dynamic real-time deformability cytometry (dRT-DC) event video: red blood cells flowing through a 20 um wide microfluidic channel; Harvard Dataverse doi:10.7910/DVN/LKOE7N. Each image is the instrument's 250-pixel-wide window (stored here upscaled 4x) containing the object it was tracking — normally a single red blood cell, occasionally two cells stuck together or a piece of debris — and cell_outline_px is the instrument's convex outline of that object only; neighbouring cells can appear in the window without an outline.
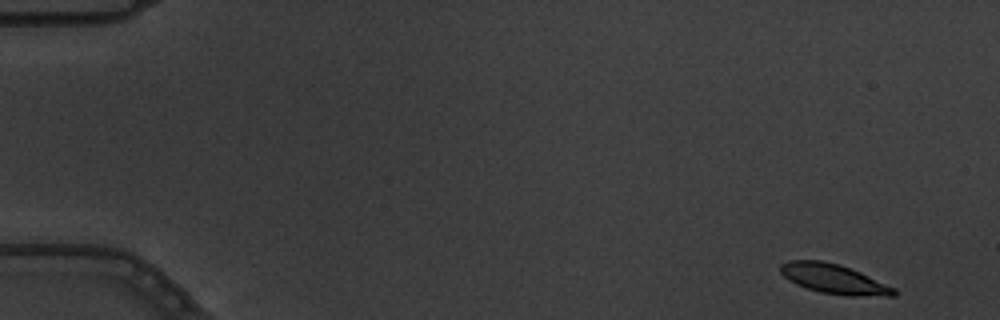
{"species": "common noctule bat (a hibernating species)", "species_latin": "Nyctalus noctula", "temperature_condition": "warm", "stored_images_in_passage": 5, "camera_frame_rate_fps": 3000, "um_per_image_px": 0.085, "animal": {"sex": "male", "body_mass_g": 19.5, "forearm_length_mm": 54.6}, "frame": {"image": 1, "passage_image": 1, "time_ms": 0.0, "image_size_px": [1000, 320], "cell_outline_px": [[896, 296], [848, 296], [820, 292], [796, 284], [788, 280], [780, 272], [780, 264], [788, 260], [820, 260], [840, 264], [860, 272], [896, 288]], "centroid_in_image_um": [70.88, 23.71], "position_along_channel_um": 14.1, "area_um2": 19.65}}